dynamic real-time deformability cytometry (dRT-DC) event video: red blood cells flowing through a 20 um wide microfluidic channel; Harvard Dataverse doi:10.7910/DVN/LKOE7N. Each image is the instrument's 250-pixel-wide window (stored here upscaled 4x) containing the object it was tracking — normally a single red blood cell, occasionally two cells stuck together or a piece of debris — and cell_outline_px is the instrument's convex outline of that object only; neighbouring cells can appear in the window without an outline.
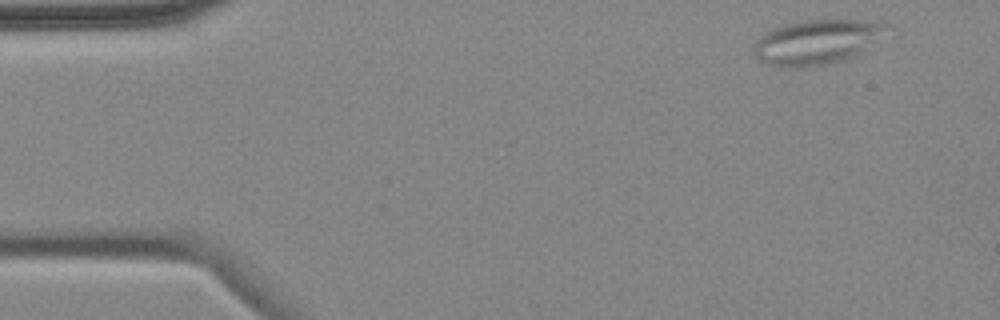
{"species": "common noctule bat (a hibernating species)", "species_latin": "Nyctalus noctula", "temperature_condition": "cold", "stored_images_in_passage": 3, "camera_frame_rate_fps": 3000, "um_per_image_px": 0.085, "animal": {"sex": "female", "body_mass_g": 18.4}, "frame": {"image": 1, "passage_image": 1, "time_ms": 0.0, "image_size_px": [1000, 320], "cell_outline_px": [[888, 24], [860, 52], [844, 60], [828, 64], [796, 68], [768, 64], [752, 56], [752, 48], [756, 40], [760, 36], [784, 24], [804, 20], [888, 20]], "centroid_in_image_um": [69.33, 3.56], "position_along_channel_um": 15.7, "area_um2": 33.99}}